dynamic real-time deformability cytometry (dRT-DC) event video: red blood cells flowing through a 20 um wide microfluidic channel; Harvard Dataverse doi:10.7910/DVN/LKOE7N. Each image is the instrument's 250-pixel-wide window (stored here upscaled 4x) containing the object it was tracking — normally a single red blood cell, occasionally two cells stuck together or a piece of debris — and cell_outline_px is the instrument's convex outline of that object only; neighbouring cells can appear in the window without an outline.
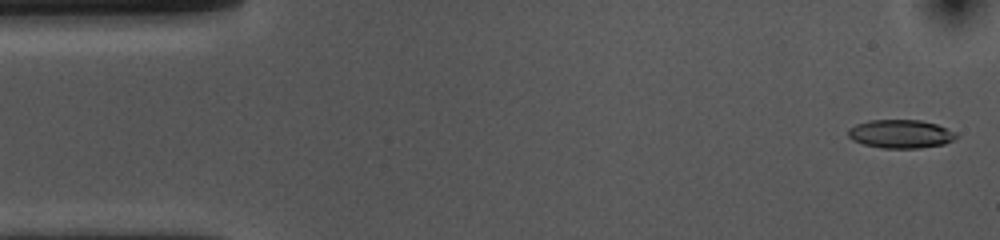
{"species": "common noctule bat (a hibernating species)", "species_latin": "Nyctalus noctula", "temperature_condition": "cold", "stored_images_in_passage": 53, "camera_frame_rate_fps": 3000, "um_per_image_px": 0.085, "animal": {"sex": "female", "body_mass_g": 10.0, "forearm_length_mm": 53.1}, "frame": {"image": 1, "passage_image": 2, "time_ms": 0.333, "image_size_px": [1000, 240], "cell_outline_px": [[960, 136], [944, 144], [920, 148], [880, 148], [864, 144], [852, 140], [848, 136], [848, 128], [856, 124], [868, 120], [920, 120], [936, 124], [956, 132]], "centroid_in_image_um": [76.55, 11.38], "position_along_channel_um": 8.4, "area_um2": 18.03}}
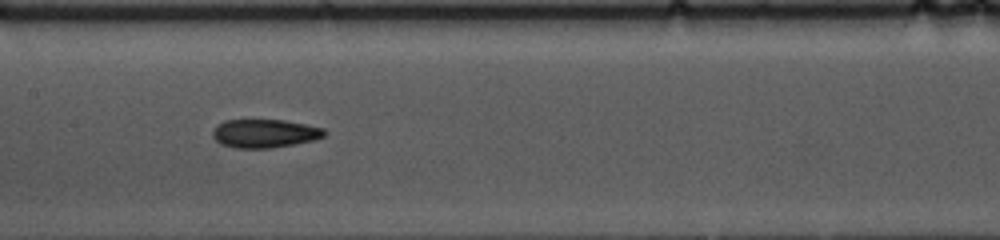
{"frame": {"image": 2, "passage_image": 25, "time_ms": 8.0, "image_size_px": [1000, 240], "cell_outline_px": [[328, 132], [324, 136], [312, 140], [272, 148], [236, 148], [220, 144], [212, 136], [212, 128], [216, 124], [224, 120], [284, 120], [324, 128]], "centroid_in_image_um": [22.45, 11.34], "position_along_channel_um": 185.0, "area_um2": 18.61}}
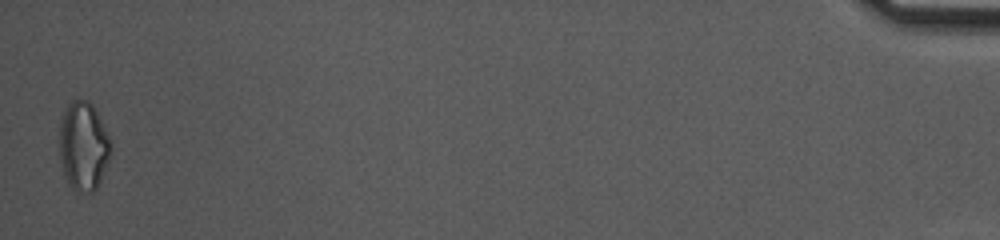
{"frame": {"image": 3, "passage_image": 53, "time_ms": 17.333, "image_size_px": [1000, 240], "cell_outline_px": [[112, 148], [108, 160], [100, 180], [96, 188], [92, 192], [76, 192], [68, 184], [60, 160], [60, 124], [64, 108], [76, 96], [88, 100], [92, 104], [112, 144]], "centroid_in_image_um": [7.07, 12.38], "position_along_channel_um": 428.1, "area_um2": 26.53}, "authors_computed_cell_mechanics": {"area_um2": 18.6694, "velocity_mm_per_s": 3.6839, "shape_relaxation_time_tau1_ms": 4.0637, "shape_relaxation_time_tau2_ms": 5.3219, "deformation_change_tau1": 0.1324, "deformation_change_tau2": 0.1451}}